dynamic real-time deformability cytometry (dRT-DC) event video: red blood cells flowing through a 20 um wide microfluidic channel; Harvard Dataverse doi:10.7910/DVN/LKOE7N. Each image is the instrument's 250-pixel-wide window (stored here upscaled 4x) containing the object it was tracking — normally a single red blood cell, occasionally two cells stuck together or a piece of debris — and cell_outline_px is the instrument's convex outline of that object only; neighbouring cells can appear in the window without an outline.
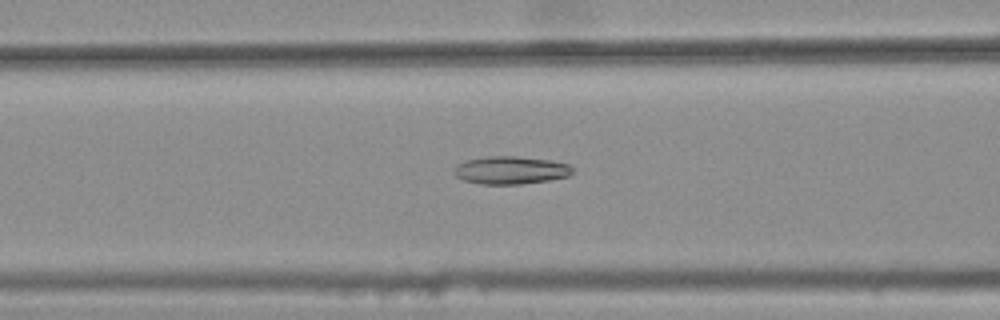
{"species": "common noctule bat (a hibernating species)", "species_latin": "Nyctalus noctula", "temperature_condition": "warm", "stored_images_in_passage": 40, "camera_frame_rate_fps": 3000, "um_per_image_px": 0.085, "animal": {"sex": "female", "body_mass_g": 25.1}, "frame": {"image": 1, "passage_image": 17, "time_ms": 5.333, "image_size_px": [1000, 320], "cell_outline_px": [[572, 172], [568, 176], [548, 180], [520, 184], [480, 184], [464, 180], [456, 176], [452, 172], [452, 168], [456, 164], [468, 160], [488, 156], [516, 156], [548, 160], [568, 164], [572, 168]], "centroid_in_image_um": [43.35, 14.46], "position_along_channel_um": 123.3, "area_um2": 19.13}}
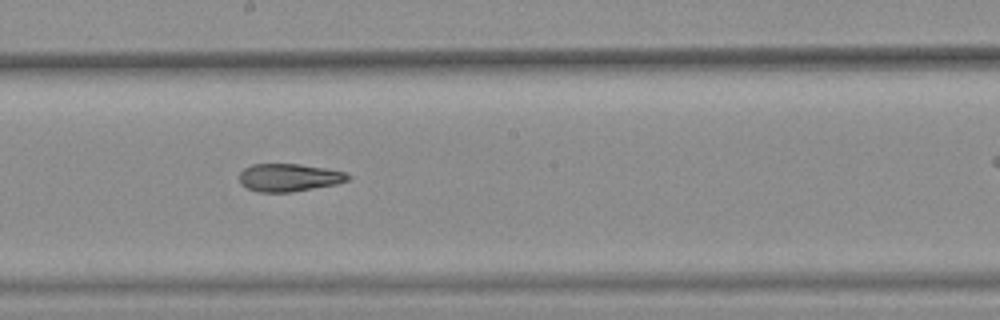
{"frame": {"image": 2, "passage_image": 25, "time_ms": 8.0, "image_size_px": [1000, 320], "cell_outline_px": [[352, 176], [348, 180], [336, 184], [292, 192], [260, 192], [248, 188], [240, 184], [240, 172], [244, 168], [252, 164], [300, 164], [324, 168], [344, 172]], "centroid_in_image_um": [24.56, 15.09], "position_along_channel_um": 223.6, "area_um2": 17.51}}
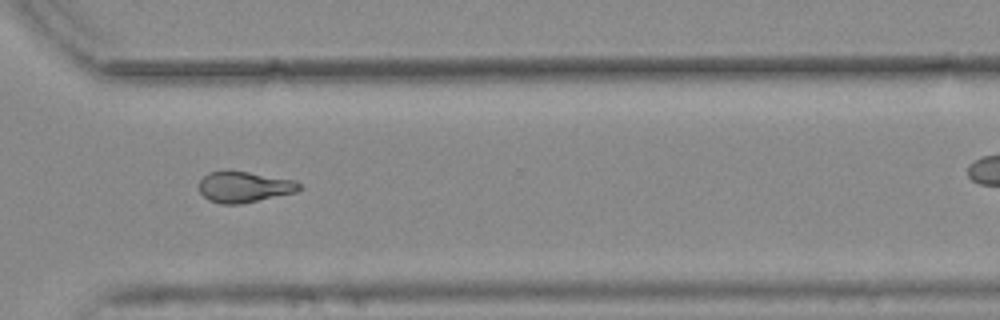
{"frame": {"image": 3, "passage_image": 35, "time_ms": 11.333, "image_size_px": [1000, 320], "cell_outline_px": [[304, 188], [296, 192], [240, 204], [220, 204], [208, 200], [200, 192], [200, 180], [208, 172], [224, 168], [228, 168], [296, 180]], "centroid_in_image_um": [20.75, 15.85], "position_along_channel_um": 349.9, "area_um2": 18.61}, "authors_computed_cell_mechanics": {"area_um2": 18.6116, "velocity_mm_per_s": 3.7753, "shape_relaxation_time_tau1_ms": null, "shape_relaxation_time_tau2_ms": 3.0453, "deformation_change_tau1": null, "deformation_change_tau2": 0.1239}}